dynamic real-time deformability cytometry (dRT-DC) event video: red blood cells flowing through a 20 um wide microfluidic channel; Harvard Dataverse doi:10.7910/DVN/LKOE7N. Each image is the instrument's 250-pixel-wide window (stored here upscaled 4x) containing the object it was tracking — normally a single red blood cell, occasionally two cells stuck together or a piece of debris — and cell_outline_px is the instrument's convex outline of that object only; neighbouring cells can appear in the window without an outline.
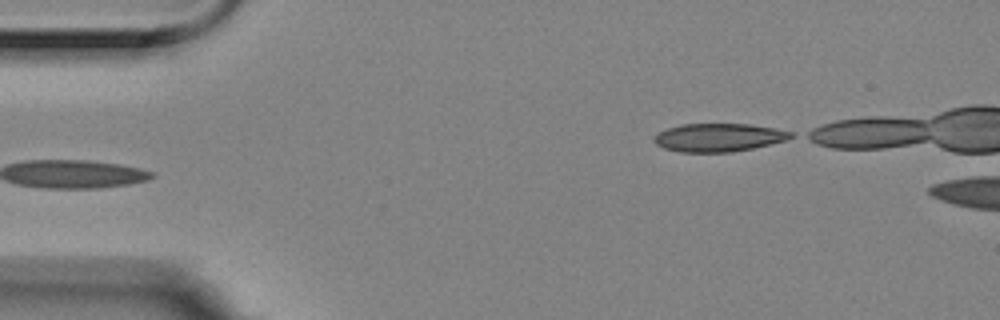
{"species": "Egyptian fruit bat (a non-hibernating species)", "species_latin": "Rousettus aegyptiacus", "temperature_condition": "room temperature", "stored_images_in_passage": 5, "segment_of_instrument_passage": [2, 2], "camera_frame_rate_fps": 3000, "um_per_image_px": 0.085, "animal": {"sex": "female"}, "frame": {"image": 1, "passage_image": 5, "time_ms": 1.333, "image_size_px": [1000, 320], "cell_outline_px": [[796, 136], [784, 140], [752, 148], [732, 152], [680, 152], [664, 148], [656, 144], [652, 140], [660, 132], [668, 128], [680, 124], [748, 124], [772, 128], [792, 132]], "centroid_in_image_um": [61.06, 11.69], "position_along_channel_um": 23.9, "area_um2": 22.2}}